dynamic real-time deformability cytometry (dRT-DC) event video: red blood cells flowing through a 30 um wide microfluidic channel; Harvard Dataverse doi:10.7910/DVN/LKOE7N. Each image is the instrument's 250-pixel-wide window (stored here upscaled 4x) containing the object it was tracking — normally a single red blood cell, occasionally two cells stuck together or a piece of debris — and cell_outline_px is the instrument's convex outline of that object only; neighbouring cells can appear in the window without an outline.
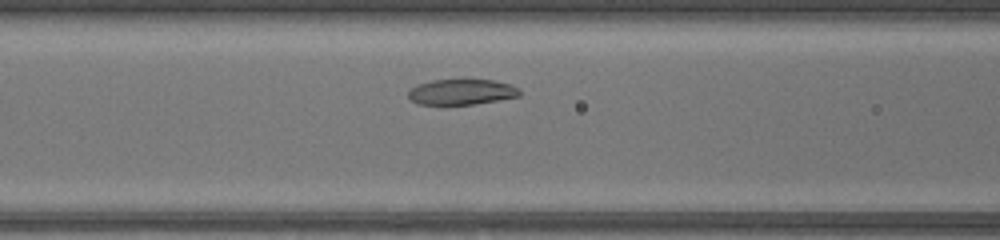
{"species": "common noctule bat (a hibernating species)", "species_latin": "Nyctalus noctula", "temperature_condition": "warm", "stored_images_in_passage": 34, "camera_frame_rate_fps": 3000, "um_per_image_px": 0.085, "animal": {"sex": "female", "body_mass_g": 17.0, "forearm_length_mm": 48.0}, "frame": {"image": 1, "passage_image": 9, "time_ms": 2.667, "image_size_px": [1000, 240], "cell_outline_px": [[520, 96], [472, 104], [416, 104], [408, 96], [408, 92], [416, 84], [432, 80], [492, 80], [508, 84], [520, 88]], "centroid_in_image_um": [39.21, 7.81], "position_along_channel_um": 127.4, "area_um2": 16.36}}
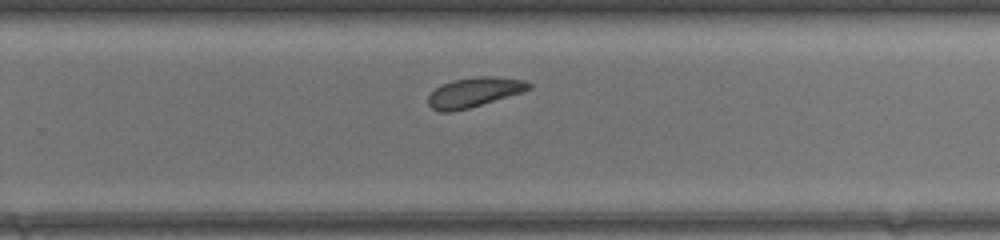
{"frame": {"image": 2, "passage_image": 21, "time_ms": 6.667, "image_size_px": [1000, 240], "cell_outline_px": [[532, 88], [524, 92], [468, 108], [452, 112], [440, 112], [432, 108], [428, 104], [428, 96], [440, 84], [452, 80], [476, 76], [496, 76], [524, 80], [532, 84]], "centroid_in_image_um": [40.32, 7.83], "position_along_channel_um": 289.5, "area_um2": 17.57}}
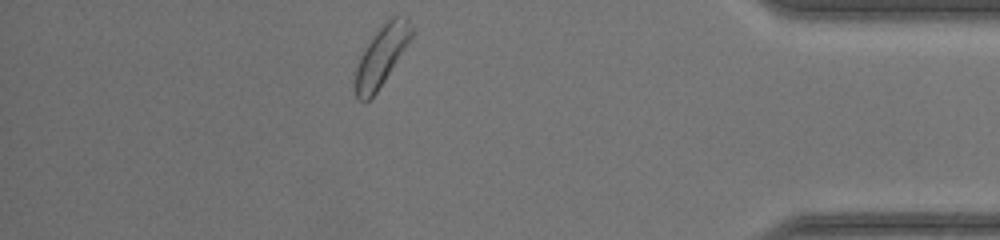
{"frame": {"image": 3, "passage_image": 32, "time_ms": 10.333, "image_size_px": [1000, 240], "cell_outline_px": [[416, 32], [376, 92], [364, 104], [356, 100], [352, 88], [352, 72], [364, 48], [380, 24], [388, 16], [408, 16]], "centroid_in_image_um": [32.37, 4.74], "position_along_channel_um": 402.8, "area_um2": 20.81}, "authors_computed_cell_mechanics": {"area_um2": 17.8024, "velocity_mm_per_s": 4.071, "shape_relaxation_time_tau1_ms": 1.4577, "shape_relaxation_time_tau2_ms": null, "deformation_change_tau1": 0.0857, "deformation_change_tau2": null}}